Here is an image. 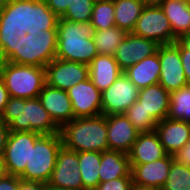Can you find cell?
Masks as SVG:
<instances>
[{"mask_svg": "<svg viewBox=\"0 0 190 190\" xmlns=\"http://www.w3.org/2000/svg\"><path fill=\"white\" fill-rule=\"evenodd\" d=\"M58 20L44 0H9L0 13L1 62L14 54V46L22 35L57 29Z\"/></svg>", "mask_w": 190, "mask_h": 190, "instance_id": "1", "label": "cell"}, {"mask_svg": "<svg viewBox=\"0 0 190 190\" xmlns=\"http://www.w3.org/2000/svg\"><path fill=\"white\" fill-rule=\"evenodd\" d=\"M0 119L10 131H31L42 135L58 134L60 127L54 122L39 98L10 97Z\"/></svg>", "mask_w": 190, "mask_h": 190, "instance_id": "2", "label": "cell"}, {"mask_svg": "<svg viewBox=\"0 0 190 190\" xmlns=\"http://www.w3.org/2000/svg\"><path fill=\"white\" fill-rule=\"evenodd\" d=\"M91 22H72L59 18L55 58L89 64L97 55Z\"/></svg>", "mask_w": 190, "mask_h": 190, "instance_id": "3", "label": "cell"}, {"mask_svg": "<svg viewBox=\"0 0 190 190\" xmlns=\"http://www.w3.org/2000/svg\"><path fill=\"white\" fill-rule=\"evenodd\" d=\"M63 147L76 152L108 150L106 116L74 118L60 127Z\"/></svg>", "mask_w": 190, "mask_h": 190, "instance_id": "4", "label": "cell"}, {"mask_svg": "<svg viewBox=\"0 0 190 190\" xmlns=\"http://www.w3.org/2000/svg\"><path fill=\"white\" fill-rule=\"evenodd\" d=\"M57 51V29L40 30L33 35H22L14 46V54L7 62L46 67L55 59Z\"/></svg>", "mask_w": 190, "mask_h": 190, "instance_id": "5", "label": "cell"}, {"mask_svg": "<svg viewBox=\"0 0 190 190\" xmlns=\"http://www.w3.org/2000/svg\"><path fill=\"white\" fill-rule=\"evenodd\" d=\"M0 78L10 97L37 98L46 84L45 67L0 62Z\"/></svg>", "mask_w": 190, "mask_h": 190, "instance_id": "6", "label": "cell"}, {"mask_svg": "<svg viewBox=\"0 0 190 190\" xmlns=\"http://www.w3.org/2000/svg\"><path fill=\"white\" fill-rule=\"evenodd\" d=\"M60 133L41 135L35 145H31L29 163L19 176L23 181L48 183L56 165L57 154L62 147Z\"/></svg>", "mask_w": 190, "mask_h": 190, "instance_id": "7", "label": "cell"}, {"mask_svg": "<svg viewBox=\"0 0 190 190\" xmlns=\"http://www.w3.org/2000/svg\"><path fill=\"white\" fill-rule=\"evenodd\" d=\"M42 134L31 131H10L3 153V162L6 174L20 176L29 163L31 145Z\"/></svg>", "mask_w": 190, "mask_h": 190, "instance_id": "8", "label": "cell"}, {"mask_svg": "<svg viewBox=\"0 0 190 190\" xmlns=\"http://www.w3.org/2000/svg\"><path fill=\"white\" fill-rule=\"evenodd\" d=\"M132 33L151 39L158 45L171 44L177 40L173 36L168 18L160 6H145Z\"/></svg>", "mask_w": 190, "mask_h": 190, "instance_id": "9", "label": "cell"}, {"mask_svg": "<svg viewBox=\"0 0 190 190\" xmlns=\"http://www.w3.org/2000/svg\"><path fill=\"white\" fill-rule=\"evenodd\" d=\"M161 65L159 84L169 93L188 85L180 58V43L159 45L157 48Z\"/></svg>", "mask_w": 190, "mask_h": 190, "instance_id": "10", "label": "cell"}, {"mask_svg": "<svg viewBox=\"0 0 190 190\" xmlns=\"http://www.w3.org/2000/svg\"><path fill=\"white\" fill-rule=\"evenodd\" d=\"M139 89L121 73L107 89L101 92L102 115L124 114L138 100Z\"/></svg>", "mask_w": 190, "mask_h": 190, "instance_id": "11", "label": "cell"}, {"mask_svg": "<svg viewBox=\"0 0 190 190\" xmlns=\"http://www.w3.org/2000/svg\"><path fill=\"white\" fill-rule=\"evenodd\" d=\"M45 78L47 85L67 91L89 78V65L55 58L45 67Z\"/></svg>", "mask_w": 190, "mask_h": 190, "instance_id": "12", "label": "cell"}, {"mask_svg": "<svg viewBox=\"0 0 190 190\" xmlns=\"http://www.w3.org/2000/svg\"><path fill=\"white\" fill-rule=\"evenodd\" d=\"M67 94L71 100L75 118L102 115L101 91L91 82L90 78L70 87Z\"/></svg>", "mask_w": 190, "mask_h": 190, "instance_id": "13", "label": "cell"}, {"mask_svg": "<svg viewBox=\"0 0 190 190\" xmlns=\"http://www.w3.org/2000/svg\"><path fill=\"white\" fill-rule=\"evenodd\" d=\"M78 164V152L62 146L57 154L56 165L47 184L58 188L83 190Z\"/></svg>", "mask_w": 190, "mask_h": 190, "instance_id": "14", "label": "cell"}, {"mask_svg": "<svg viewBox=\"0 0 190 190\" xmlns=\"http://www.w3.org/2000/svg\"><path fill=\"white\" fill-rule=\"evenodd\" d=\"M158 44L138 35L127 33L113 55L122 72L139 61L156 53Z\"/></svg>", "mask_w": 190, "mask_h": 190, "instance_id": "15", "label": "cell"}, {"mask_svg": "<svg viewBox=\"0 0 190 190\" xmlns=\"http://www.w3.org/2000/svg\"><path fill=\"white\" fill-rule=\"evenodd\" d=\"M108 150L128 154L137 139L139 132L125 114L106 116Z\"/></svg>", "mask_w": 190, "mask_h": 190, "instance_id": "16", "label": "cell"}, {"mask_svg": "<svg viewBox=\"0 0 190 190\" xmlns=\"http://www.w3.org/2000/svg\"><path fill=\"white\" fill-rule=\"evenodd\" d=\"M173 160V155L167 154L165 157L153 162L130 164L133 184L161 189L168 178Z\"/></svg>", "mask_w": 190, "mask_h": 190, "instance_id": "17", "label": "cell"}, {"mask_svg": "<svg viewBox=\"0 0 190 190\" xmlns=\"http://www.w3.org/2000/svg\"><path fill=\"white\" fill-rule=\"evenodd\" d=\"M38 98L59 127L75 118L67 91L45 84Z\"/></svg>", "mask_w": 190, "mask_h": 190, "instance_id": "18", "label": "cell"}, {"mask_svg": "<svg viewBox=\"0 0 190 190\" xmlns=\"http://www.w3.org/2000/svg\"><path fill=\"white\" fill-rule=\"evenodd\" d=\"M155 131L167 154L173 155L190 141V124L165 118L158 122Z\"/></svg>", "mask_w": 190, "mask_h": 190, "instance_id": "19", "label": "cell"}, {"mask_svg": "<svg viewBox=\"0 0 190 190\" xmlns=\"http://www.w3.org/2000/svg\"><path fill=\"white\" fill-rule=\"evenodd\" d=\"M167 155L156 131L139 133L130 152V164H145Z\"/></svg>", "mask_w": 190, "mask_h": 190, "instance_id": "20", "label": "cell"}, {"mask_svg": "<svg viewBox=\"0 0 190 190\" xmlns=\"http://www.w3.org/2000/svg\"><path fill=\"white\" fill-rule=\"evenodd\" d=\"M170 93L159 83L139 89L138 101L158 123L168 117Z\"/></svg>", "mask_w": 190, "mask_h": 190, "instance_id": "21", "label": "cell"}, {"mask_svg": "<svg viewBox=\"0 0 190 190\" xmlns=\"http://www.w3.org/2000/svg\"><path fill=\"white\" fill-rule=\"evenodd\" d=\"M88 65L89 78L101 92L123 73L113 55L98 54Z\"/></svg>", "mask_w": 190, "mask_h": 190, "instance_id": "22", "label": "cell"}, {"mask_svg": "<svg viewBox=\"0 0 190 190\" xmlns=\"http://www.w3.org/2000/svg\"><path fill=\"white\" fill-rule=\"evenodd\" d=\"M131 169L128 154L114 150L103 151L99 168L100 183L120 177H132Z\"/></svg>", "mask_w": 190, "mask_h": 190, "instance_id": "23", "label": "cell"}, {"mask_svg": "<svg viewBox=\"0 0 190 190\" xmlns=\"http://www.w3.org/2000/svg\"><path fill=\"white\" fill-rule=\"evenodd\" d=\"M160 72L161 65L157 52L124 71L125 75L138 89L158 84Z\"/></svg>", "mask_w": 190, "mask_h": 190, "instance_id": "24", "label": "cell"}, {"mask_svg": "<svg viewBox=\"0 0 190 190\" xmlns=\"http://www.w3.org/2000/svg\"><path fill=\"white\" fill-rule=\"evenodd\" d=\"M161 9L168 18L173 36L178 39L190 30V4L185 0H165Z\"/></svg>", "mask_w": 190, "mask_h": 190, "instance_id": "25", "label": "cell"}, {"mask_svg": "<svg viewBox=\"0 0 190 190\" xmlns=\"http://www.w3.org/2000/svg\"><path fill=\"white\" fill-rule=\"evenodd\" d=\"M115 25L131 33L141 15L144 3L141 0H113Z\"/></svg>", "mask_w": 190, "mask_h": 190, "instance_id": "26", "label": "cell"}, {"mask_svg": "<svg viewBox=\"0 0 190 190\" xmlns=\"http://www.w3.org/2000/svg\"><path fill=\"white\" fill-rule=\"evenodd\" d=\"M78 160L83 190H94L100 183L99 168L101 153L96 151L78 152Z\"/></svg>", "mask_w": 190, "mask_h": 190, "instance_id": "27", "label": "cell"}, {"mask_svg": "<svg viewBox=\"0 0 190 190\" xmlns=\"http://www.w3.org/2000/svg\"><path fill=\"white\" fill-rule=\"evenodd\" d=\"M126 35V31L114 26L105 30H95L92 38L98 54L114 55Z\"/></svg>", "mask_w": 190, "mask_h": 190, "instance_id": "28", "label": "cell"}, {"mask_svg": "<svg viewBox=\"0 0 190 190\" xmlns=\"http://www.w3.org/2000/svg\"><path fill=\"white\" fill-rule=\"evenodd\" d=\"M168 118L190 124V85L170 92Z\"/></svg>", "mask_w": 190, "mask_h": 190, "instance_id": "29", "label": "cell"}, {"mask_svg": "<svg viewBox=\"0 0 190 190\" xmlns=\"http://www.w3.org/2000/svg\"><path fill=\"white\" fill-rule=\"evenodd\" d=\"M90 22L95 30H105L116 26L113 0L94 2Z\"/></svg>", "mask_w": 190, "mask_h": 190, "instance_id": "30", "label": "cell"}, {"mask_svg": "<svg viewBox=\"0 0 190 190\" xmlns=\"http://www.w3.org/2000/svg\"><path fill=\"white\" fill-rule=\"evenodd\" d=\"M162 190H190V168L173 160Z\"/></svg>", "mask_w": 190, "mask_h": 190, "instance_id": "31", "label": "cell"}, {"mask_svg": "<svg viewBox=\"0 0 190 190\" xmlns=\"http://www.w3.org/2000/svg\"><path fill=\"white\" fill-rule=\"evenodd\" d=\"M124 114L139 133L155 130L157 122L149 113L145 112L138 100L135 101Z\"/></svg>", "mask_w": 190, "mask_h": 190, "instance_id": "32", "label": "cell"}, {"mask_svg": "<svg viewBox=\"0 0 190 190\" xmlns=\"http://www.w3.org/2000/svg\"><path fill=\"white\" fill-rule=\"evenodd\" d=\"M93 0H71L65 14L61 17L72 22H90Z\"/></svg>", "mask_w": 190, "mask_h": 190, "instance_id": "33", "label": "cell"}, {"mask_svg": "<svg viewBox=\"0 0 190 190\" xmlns=\"http://www.w3.org/2000/svg\"><path fill=\"white\" fill-rule=\"evenodd\" d=\"M132 186V177H120L118 179L101 182L94 190H131Z\"/></svg>", "mask_w": 190, "mask_h": 190, "instance_id": "34", "label": "cell"}, {"mask_svg": "<svg viewBox=\"0 0 190 190\" xmlns=\"http://www.w3.org/2000/svg\"><path fill=\"white\" fill-rule=\"evenodd\" d=\"M46 5L51 9L59 18H61L70 4L71 0H44Z\"/></svg>", "mask_w": 190, "mask_h": 190, "instance_id": "35", "label": "cell"}, {"mask_svg": "<svg viewBox=\"0 0 190 190\" xmlns=\"http://www.w3.org/2000/svg\"><path fill=\"white\" fill-rule=\"evenodd\" d=\"M19 176L5 174L0 178V190H19Z\"/></svg>", "mask_w": 190, "mask_h": 190, "instance_id": "36", "label": "cell"}, {"mask_svg": "<svg viewBox=\"0 0 190 190\" xmlns=\"http://www.w3.org/2000/svg\"><path fill=\"white\" fill-rule=\"evenodd\" d=\"M173 158L178 163L184 164L190 168V141H188L180 150L173 154Z\"/></svg>", "mask_w": 190, "mask_h": 190, "instance_id": "37", "label": "cell"}, {"mask_svg": "<svg viewBox=\"0 0 190 190\" xmlns=\"http://www.w3.org/2000/svg\"><path fill=\"white\" fill-rule=\"evenodd\" d=\"M180 58L182 61V66L187 84L190 85V54H188V50L185 49L181 44H180Z\"/></svg>", "mask_w": 190, "mask_h": 190, "instance_id": "38", "label": "cell"}, {"mask_svg": "<svg viewBox=\"0 0 190 190\" xmlns=\"http://www.w3.org/2000/svg\"><path fill=\"white\" fill-rule=\"evenodd\" d=\"M10 129L8 125L0 119V155H3Z\"/></svg>", "mask_w": 190, "mask_h": 190, "instance_id": "39", "label": "cell"}, {"mask_svg": "<svg viewBox=\"0 0 190 190\" xmlns=\"http://www.w3.org/2000/svg\"><path fill=\"white\" fill-rule=\"evenodd\" d=\"M19 190H47V184L43 182L21 180L19 183Z\"/></svg>", "mask_w": 190, "mask_h": 190, "instance_id": "40", "label": "cell"}, {"mask_svg": "<svg viewBox=\"0 0 190 190\" xmlns=\"http://www.w3.org/2000/svg\"><path fill=\"white\" fill-rule=\"evenodd\" d=\"M10 96L6 89L4 81L0 78V116L4 111L6 104L8 103Z\"/></svg>", "mask_w": 190, "mask_h": 190, "instance_id": "41", "label": "cell"}, {"mask_svg": "<svg viewBox=\"0 0 190 190\" xmlns=\"http://www.w3.org/2000/svg\"><path fill=\"white\" fill-rule=\"evenodd\" d=\"M177 41L188 50V54H190V33H186L181 35Z\"/></svg>", "mask_w": 190, "mask_h": 190, "instance_id": "42", "label": "cell"}, {"mask_svg": "<svg viewBox=\"0 0 190 190\" xmlns=\"http://www.w3.org/2000/svg\"><path fill=\"white\" fill-rule=\"evenodd\" d=\"M145 6H160L165 0H141Z\"/></svg>", "mask_w": 190, "mask_h": 190, "instance_id": "43", "label": "cell"}, {"mask_svg": "<svg viewBox=\"0 0 190 190\" xmlns=\"http://www.w3.org/2000/svg\"><path fill=\"white\" fill-rule=\"evenodd\" d=\"M131 190H162V189L155 188V187L139 186V185H134L133 184Z\"/></svg>", "mask_w": 190, "mask_h": 190, "instance_id": "44", "label": "cell"}, {"mask_svg": "<svg viewBox=\"0 0 190 190\" xmlns=\"http://www.w3.org/2000/svg\"><path fill=\"white\" fill-rule=\"evenodd\" d=\"M5 174H6V171L4 168L3 156L0 155V178L3 177Z\"/></svg>", "mask_w": 190, "mask_h": 190, "instance_id": "45", "label": "cell"}, {"mask_svg": "<svg viewBox=\"0 0 190 190\" xmlns=\"http://www.w3.org/2000/svg\"><path fill=\"white\" fill-rule=\"evenodd\" d=\"M9 0H0V13L4 9V7L7 5Z\"/></svg>", "mask_w": 190, "mask_h": 190, "instance_id": "46", "label": "cell"}, {"mask_svg": "<svg viewBox=\"0 0 190 190\" xmlns=\"http://www.w3.org/2000/svg\"><path fill=\"white\" fill-rule=\"evenodd\" d=\"M47 190H74V189L58 188V187L49 186L47 184Z\"/></svg>", "mask_w": 190, "mask_h": 190, "instance_id": "47", "label": "cell"}]
</instances>
